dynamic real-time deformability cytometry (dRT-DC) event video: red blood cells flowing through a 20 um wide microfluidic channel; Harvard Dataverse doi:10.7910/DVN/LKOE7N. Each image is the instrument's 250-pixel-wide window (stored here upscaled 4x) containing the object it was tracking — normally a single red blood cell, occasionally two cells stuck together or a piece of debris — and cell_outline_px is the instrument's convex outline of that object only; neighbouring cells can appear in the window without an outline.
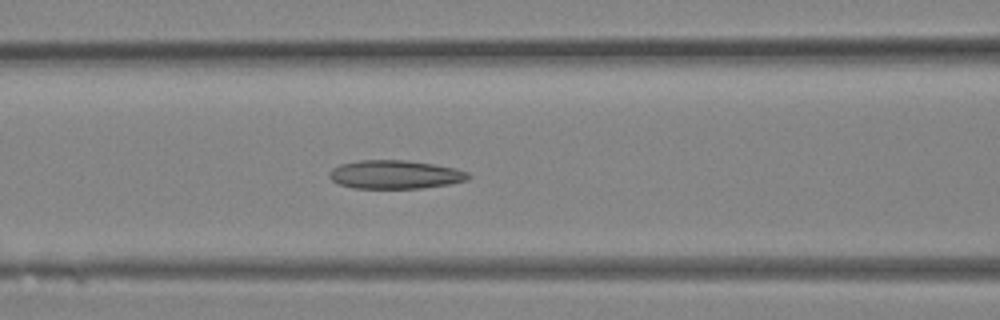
{"species": "Egyptian fruit bat (a non-hibernating species)", "species_latin": "Rousettus aegyptiacus", "temperature_condition": "room temperature", "stored_images_in_passage": 24, "camera_frame_rate_fps": 3000, "um_per_image_px": 0.085, "animal": {"sex": "female"}, "frame": {"image": 1, "passage_image": 4, "time_ms": 1.0, "image_size_px": [1000, 320], "cell_outline_px": [[472, 176], [468, 180], [448, 184], [424, 188], [352, 188], [340, 184], [332, 180], [328, 176], [328, 172], [332, 168], [340, 164], [360, 160], [408, 160], [436, 164], [456, 168], [468, 172]], "centroid_in_image_um": [33.6, 14.83], "position_along_channel_um": 133.0, "area_um2": 23.35}}
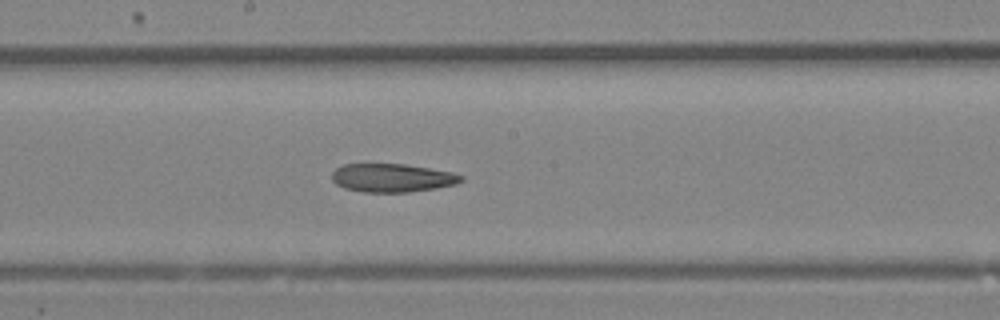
{"frame": {"image": 2, "passage_image": 8, "time_ms": 2.333, "image_size_px": [1000, 320], "cell_outline_px": [[464, 180], [456, 184], [436, 188], [408, 192], [364, 192], [344, 188], [336, 184], [332, 180], [332, 172], [336, 168], [344, 164], [404, 164], [452, 172], [464, 176]], "centroid_in_image_um": [33.33, 15.12], "position_along_channel_um": 214.9, "area_um2": 21.39}}
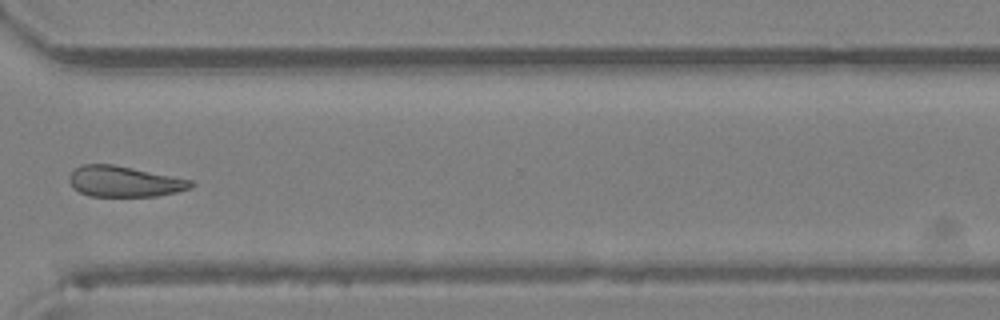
{"frame": {"image": 3, "passage_image": 15, "time_ms": 4.667, "image_size_px": [1000, 320], "cell_outline_px": [[196, 184], [192, 188], [176, 192], [156, 196], [88, 196], [72, 188], [68, 180], [68, 176], [80, 164], [112, 164], [192, 180]], "centroid_in_image_um": [10.54, 15.43], "position_along_channel_um": 360.1, "area_um2": 21.85}}